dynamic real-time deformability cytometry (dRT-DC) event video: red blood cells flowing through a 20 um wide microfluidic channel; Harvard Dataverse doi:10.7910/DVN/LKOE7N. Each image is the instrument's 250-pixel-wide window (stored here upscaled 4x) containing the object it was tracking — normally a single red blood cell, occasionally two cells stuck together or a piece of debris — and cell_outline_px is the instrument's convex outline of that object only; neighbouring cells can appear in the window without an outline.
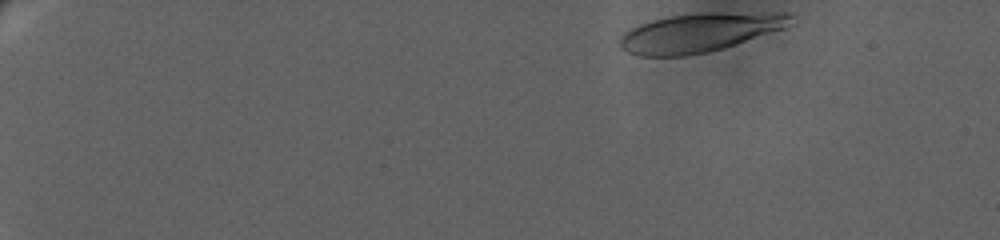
{"species": "human", "species_latin": "Homo sapiens", "temperature_condition": "warm", "stored_images_in_passage": 51, "camera_frame_rate_fps": 3000, "um_per_image_px": 0.085, "donor": {"sex": "female"}, "frame": {"image": 1, "passage_image": 1, "time_ms": 0.0, "image_size_px": [1000, 240], "cell_outline_px": [[796, 24], [788, 28], [724, 48], [708, 52], [684, 56], [636, 56], [620, 48], [620, 36], [628, 28], [652, 20], [668, 16], [696, 12], [796, 12]], "centroid_in_image_um": [59.6, 2.73], "position_along_channel_um": 25.4, "area_um2": 40.06}}
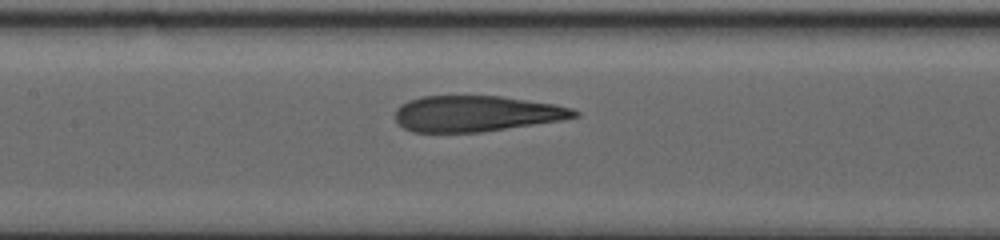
{"frame": {"image": 2, "passage_image": 30, "time_ms": 9.667, "image_size_px": [1000, 240], "cell_outline_px": [[580, 116], [560, 120], [480, 132], [412, 132], [396, 124], [396, 108], [400, 104], [408, 100], [420, 96], [500, 96], [556, 104], [572, 108], [580, 112]], "centroid_in_image_um": [40.45, 9.65], "position_along_channel_um": 167.0, "area_um2": 37.51}}
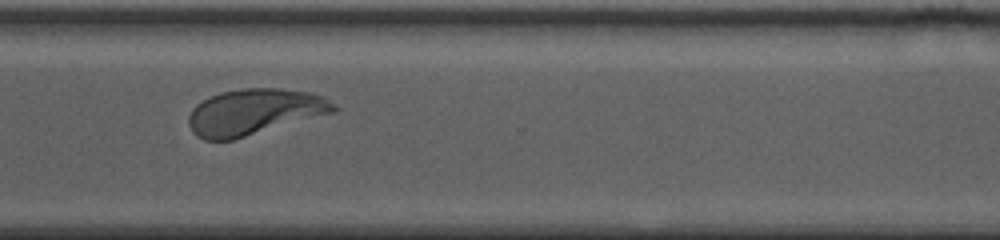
{"frame": {"image": 3, "passage_image": 50, "time_ms": 15.667, "image_size_px": [1000, 240], "cell_outline_px": [[336, 112], [232, 140], [204, 140], [196, 136], [192, 132], [188, 124], [188, 116], [192, 108], [196, 104], [220, 92], [244, 88], [276, 88], [312, 92], [324, 96], [336, 108]], "centroid_in_image_um": [21.6, 9.52], "position_along_channel_um": 349.0, "area_um2": 38.9}}